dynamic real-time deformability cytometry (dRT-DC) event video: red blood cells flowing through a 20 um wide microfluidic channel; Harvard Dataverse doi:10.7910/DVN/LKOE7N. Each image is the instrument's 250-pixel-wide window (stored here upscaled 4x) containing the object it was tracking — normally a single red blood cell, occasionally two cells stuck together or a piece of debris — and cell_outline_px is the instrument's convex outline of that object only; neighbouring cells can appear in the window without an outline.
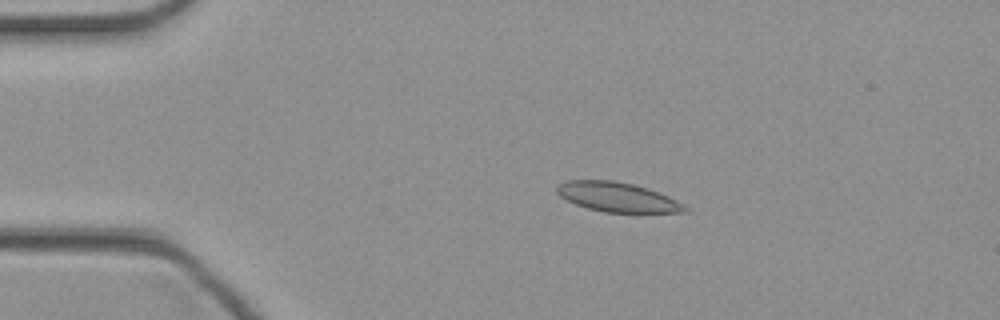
{"species": "common noctule bat (a hibernating species)", "species_latin": "Nyctalus noctula", "temperature_condition": "cold", "stored_images_in_passage": 45, "camera_frame_rate_fps": 3000, "um_per_image_px": 0.085, "animal": {"sex": "female", "body_mass_g": 21.9}, "frame": {"image": 1, "passage_image": 8, "time_ms": 2.333, "image_size_px": [1000, 320], "cell_outline_px": [[688, 212], [604, 212], [588, 208], [576, 204], [560, 196], [556, 192], [556, 188], [560, 184], [568, 180], [612, 180], [632, 184], [648, 188], [668, 196], [684, 204], [688, 208]], "centroid_in_image_um": [52.49, 16.75], "position_along_channel_um": 32.5, "area_um2": 21.79}}
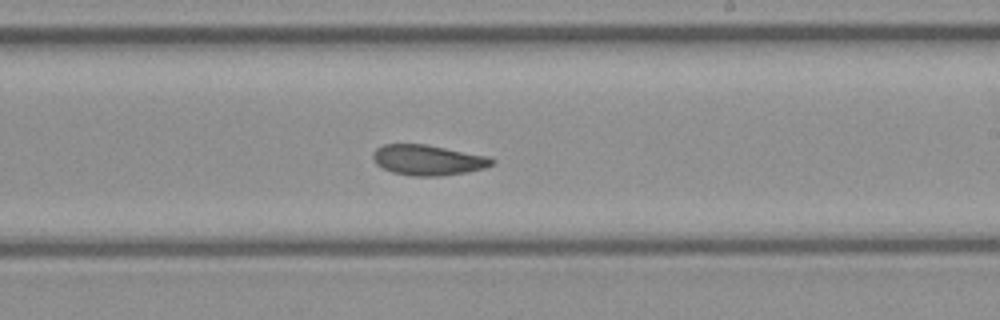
{"frame": {"image": 2, "passage_image": 26, "time_ms": 8.333, "image_size_px": [1000, 320], "cell_outline_px": [[496, 164], [484, 168], [468, 172], [440, 176], [412, 176], [392, 172], [376, 164], [372, 156], [372, 152], [376, 148], [384, 144], [424, 144], [488, 156], [496, 160]], "centroid_in_image_um": [36.39, 13.61], "position_along_channel_um": 252.6, "area_um2": 21.15}}
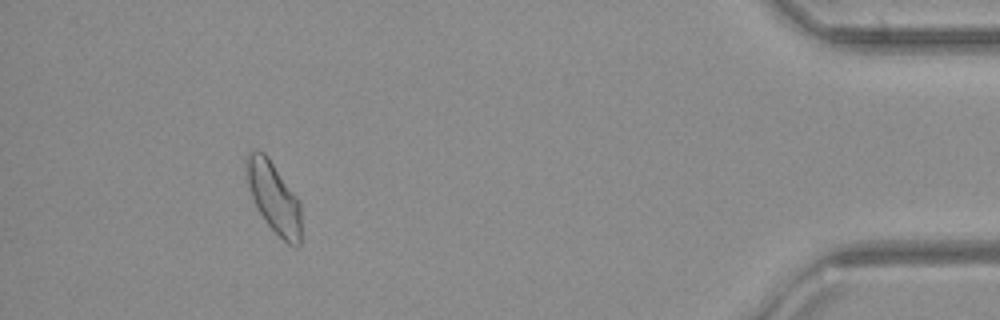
{"frame": {"image": 3, "passage_image": 41, "time_ms": 13.333, "image_size_px": [1000, 320], "cell_outline_px": [[300, 244], [296, 248], [288, 244], [268, 224], [260, 212], [252, 196], [244, 172], [244, 160], [248, 152], [264, 152], [300, 200]], "centroid_in_image_um": [23.26, 16.76], "position_along_channel_um": 411.9, "area_um2": 22.31}}